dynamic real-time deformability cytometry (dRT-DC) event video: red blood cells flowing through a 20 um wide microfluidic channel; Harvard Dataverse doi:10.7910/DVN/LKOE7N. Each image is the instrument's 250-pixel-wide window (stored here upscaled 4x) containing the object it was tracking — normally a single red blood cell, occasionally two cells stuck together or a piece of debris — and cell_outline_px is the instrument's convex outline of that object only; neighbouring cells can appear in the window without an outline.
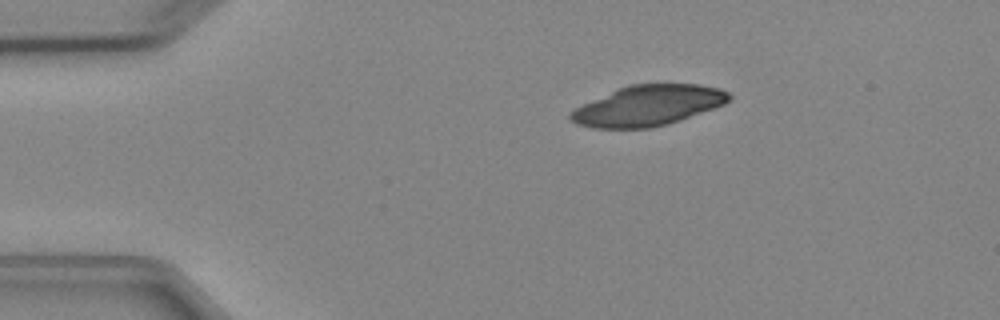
{"species": "Egyptian fruit bat (a non-hibernating species)", "species_latin": "Rousettus aegyptiacus", "temperature_condition": "cold", "stored_images_in_passage": 3, "camera_frame_rate_fps": 3000, "um_per_image_px": 0.085, "animal": {"sex": "female"}, "frame": {"image": 1, "passage_image": 1, "time_ms": 0.0, "image_size_px": [1000, 320], "cell_outline_px": [[732, 100], [724, 104], [680, 120], [668, 124], [652, 128], [592, 128], [576, 124], [568, 120], [568, 112], [584, 104], [628, 84], [700, 84], [720, 88], [728, 92], [732, 96]], "centroid_in_image_um": [55.09, 8.98], "position_along_channel_um": 29.9, "area_um2": 37.34}}